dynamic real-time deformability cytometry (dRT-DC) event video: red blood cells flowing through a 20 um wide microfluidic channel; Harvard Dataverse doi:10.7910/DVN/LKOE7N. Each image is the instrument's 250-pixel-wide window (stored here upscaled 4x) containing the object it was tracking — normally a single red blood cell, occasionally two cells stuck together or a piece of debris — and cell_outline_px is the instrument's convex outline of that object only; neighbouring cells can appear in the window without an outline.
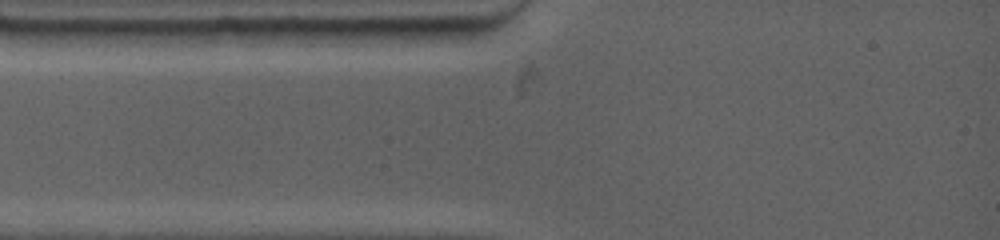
{"species": "common noctule bat (a hibernating species)", "species_latin": "Nyctalus noctula", "temperature_condition": "warm", "stored_images_in_passage": 3, "segment_of_instrument_passage": [1, 2], "camera_frame_rate_fps": 4500, "um_per_image_px": 0.085, "animal": {"sex": "female", "body_mass_g": 19.0, "forearm_length_mm": 53.3}, "frame": {"image": 1, "passage_image": 1, "time_ms": 0.0, "image_size_px": [1000, 240], "cell_outline_px": [[292, 28], [272, 44], [208, 48], [200, 32], [212, 28]], "centroid_in_image_um": [20.54, 3.11], "position_along_channel_um": 64.5, "area_um2": 10.0}}